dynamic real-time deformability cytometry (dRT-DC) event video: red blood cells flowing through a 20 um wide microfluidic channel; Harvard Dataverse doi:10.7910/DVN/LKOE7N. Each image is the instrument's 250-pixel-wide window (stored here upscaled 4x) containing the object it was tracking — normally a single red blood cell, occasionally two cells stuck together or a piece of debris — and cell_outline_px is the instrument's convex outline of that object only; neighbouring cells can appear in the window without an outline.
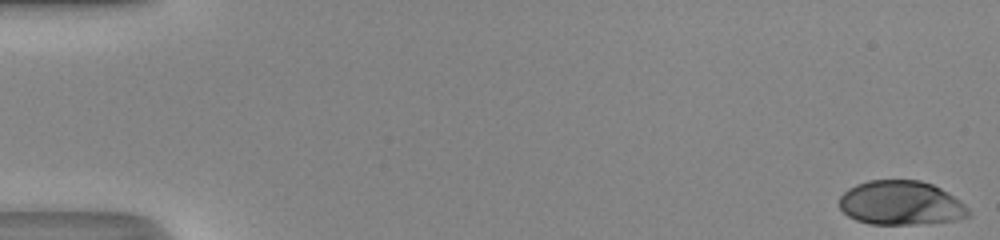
{"species": "human", "species_latin": "Homo sapiens", "temperature_condition": "room temperature", "stored_images_in_passage": 49, "camera_frame_rate_fps": 3000, "um_per_image_px": 0.085, "donor": {"sex": "male"}, "frame": {"image": 1, "passage_image": 1, "time_ms": 0.0, "image_size_px": [1000, 240], "cell_outline_px": [[972, 212], [968, 216], [956, 220], [916, 224], [868, 224], [856, 220], [848, 216], [840, 208], [840, 196], [848, 188], [856, 184], [868, 180], [920, 180], [932, 184], [948, 192], [960, 200]], "centroid_in_image_um": [76.58, 17.25], "position_along_channel_um": 8.4, "area_um2": 33.41}}
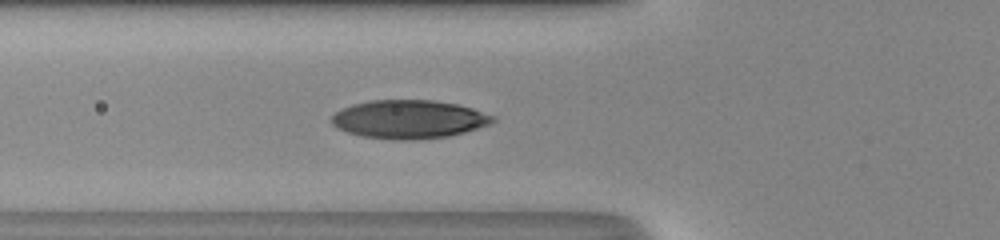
{"frame": {"image": 2, "passage_image": 19, "time_ms": 6.0, "image_size_px": [1000, 240], "cell_outline_px": [[496, 120], [492, 124], [464, 132], [448, 136], [416, 140], [392, 140], [360, 136], [336, 128], [332, 124], [332, 116], [340, 108], [352, 104], [368, 100], [432, 100], [456, 104], [472, 108], [496, 116]], "centroid_in_image_um": [34.75, 10.14], "position_along_channel_um": 91.0, "area_um2": 36.47}}
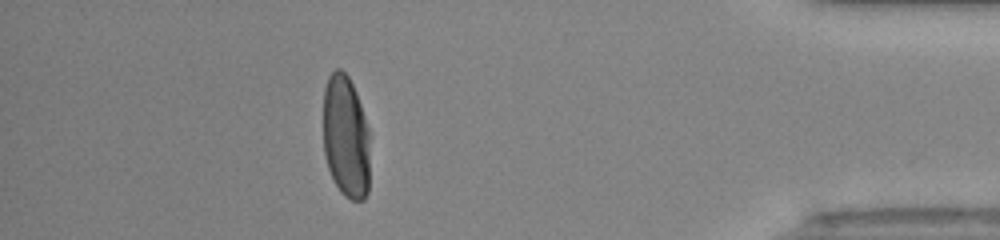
{"frame": {"image": 3, "passage_image": 44, "time_ms": 14.333, "image_size_px": [1000, 240], "cell_outline_px": [[368, 192], [364, 200], [352, 200], [344, 196], [340, 192], [328, 168], [324, 152], [324, 88], [328, 76], [336, 68], [340, 68], [348, 76], [356, 92], [368, 128]], "centroid_in_image_um": [29.38, 11.62], "position_along_channel_um": 405.8, "area_um2": 33.23}, "authors_computed_cell_mechanics": {"area_um2": 35.0846, "velocity_mm_per_s": 4.3139, "shape_relaxation_time_tau1_ms": 4.0197, "shape_relaxation_time_tau2_ms": null, "deformation_change_tau1": 0.2304, "deformation_change_tau2": null}}